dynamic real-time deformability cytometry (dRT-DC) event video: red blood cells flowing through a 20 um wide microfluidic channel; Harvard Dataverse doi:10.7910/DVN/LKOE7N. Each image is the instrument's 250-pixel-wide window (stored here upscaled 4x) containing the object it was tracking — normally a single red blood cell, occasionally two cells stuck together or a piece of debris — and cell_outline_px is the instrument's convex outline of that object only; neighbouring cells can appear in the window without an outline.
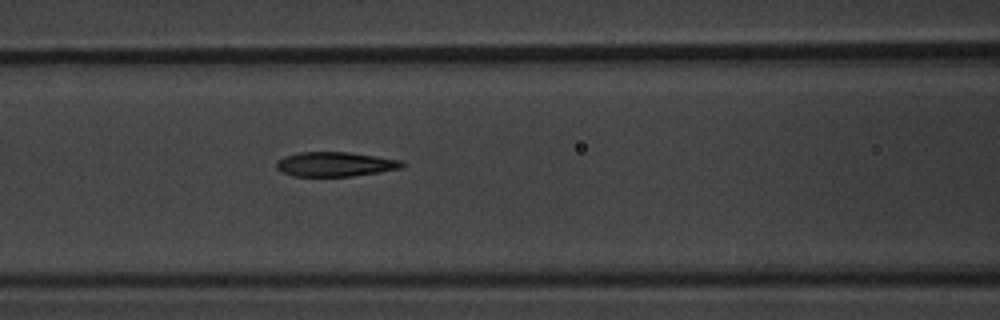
{"species": "common noctule bat (a hibernating species)", "species_latin": "Nyctalus noctula", "temperature_condition": "warm", "stored_images_in_passage": 7, "camera_frame_rate_fps": 3000, "um_per_image_px": 0.085, "animal": {"sex": "male", "body_mass_g": 20.1, "forearm_length_mm": 53.5}, "frame": {"image": 1, "passage_image": 7, "time_ms": 6.667, "image_size_px": [1000, 320], "cell_outline_px": [[408, 164], [404, 168], [380, 172], [352, 176], [292, 176], [280, 172], [276, 168], [276, 160], [284, 156], [300, 152], [348, 152], [376, 156], [400, 160]], "centroid_in_image_um": [28.49, 13.96], "position_along_channel_um": 138.1, "area_um2": 18.21}}